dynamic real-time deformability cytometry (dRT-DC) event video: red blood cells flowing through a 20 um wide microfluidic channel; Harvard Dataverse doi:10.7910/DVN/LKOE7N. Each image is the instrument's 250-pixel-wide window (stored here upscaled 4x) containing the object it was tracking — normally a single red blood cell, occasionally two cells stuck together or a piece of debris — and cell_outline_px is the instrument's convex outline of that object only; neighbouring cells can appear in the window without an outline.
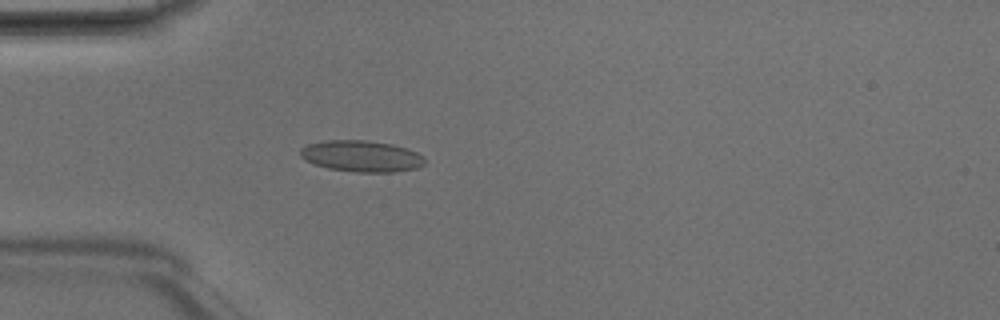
{"species": "Egyptian fruit bat (a non-hibernating species)", "species_latin": "Rousettus aegyptiacus", "temperature_condition": "room temperature", "stored_images_in_passage": 4, "camera_frame_rate_fps": 3000, "um_per_image_px": 0.085, "animal": {"sex": "male"}, "frame": {"image": 1, "passage_image": 4, "time_ms": 1.0, "image_size_px": [1000, 320], "cell_outline_px": [[424, 164], [416, 168], [392, 172], [356, 172], [328, 168], [312, 164], [304, 160], [300, 156], [300, 148], [308, 144], [328, 140], [364, 140], [392, 144], [416, 152], [424, 156]], "centroid_in_image_um": [30.68, 13.27], "position_along_channel_um": 54.3, "area_um2": 22.66}}